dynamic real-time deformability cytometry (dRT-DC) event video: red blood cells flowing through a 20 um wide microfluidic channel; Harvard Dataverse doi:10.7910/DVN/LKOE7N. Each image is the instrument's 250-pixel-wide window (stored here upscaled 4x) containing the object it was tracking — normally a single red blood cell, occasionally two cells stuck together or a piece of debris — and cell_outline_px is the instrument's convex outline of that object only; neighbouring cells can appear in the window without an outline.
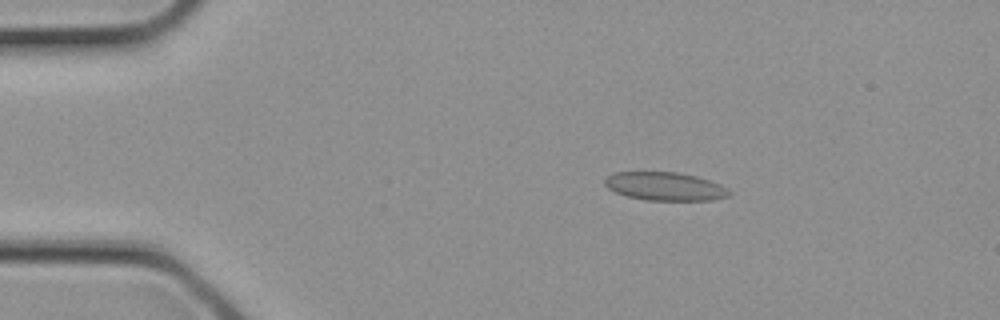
{"species": "common noctule bat (a hibernating species)", "species_latin": "Nyctalus noctula", "temperature_condition": "cold", "stored_images_in_passage": 2, "camera_frame_rate_fps": 3000, "um_per_image_px": 0.085, "animal": {"sex": "female", "body_mass_g": 21.9}, "frame": {"image": 1, "passage_image": 1, "time_ms": 0.0, "image_size_px": [1000, 320], "cell_outline_px": [[732, 192], [728, 196], [712, 200], [644, 200], [628, 196], [616, 192], [608, 188], [604, 184], [604, 180], [608, 176], [616, 172], [676, 172], [696, 176], [720, 184], [728, 188]], "centroid_in_image_um": [56.54, 15.84], "position_along_channel_um": 28.5, "area_um2": 20.46}}
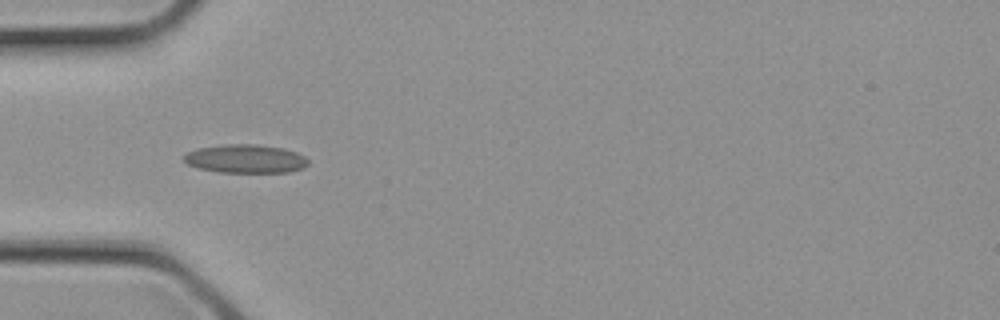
{"frame": {"image": 2, "passage_image": 2, "time_ms": 0.333, "image_size_px": [1000, 320], "cell_outline_px": [[308, 164], [304, 168], [288, 172], [220, 172], [200, 168], [188, 164], [184, 160], [184, 156], [188, 152], [196, 148], [224, 144], [256, 144], [284, 148], [296, 152], [304, 156], [308, 160]], "centroid_in_image_um": [20.89, 13.49], "position_along_channel_um": 64.1, "area_um2": 20.63}}